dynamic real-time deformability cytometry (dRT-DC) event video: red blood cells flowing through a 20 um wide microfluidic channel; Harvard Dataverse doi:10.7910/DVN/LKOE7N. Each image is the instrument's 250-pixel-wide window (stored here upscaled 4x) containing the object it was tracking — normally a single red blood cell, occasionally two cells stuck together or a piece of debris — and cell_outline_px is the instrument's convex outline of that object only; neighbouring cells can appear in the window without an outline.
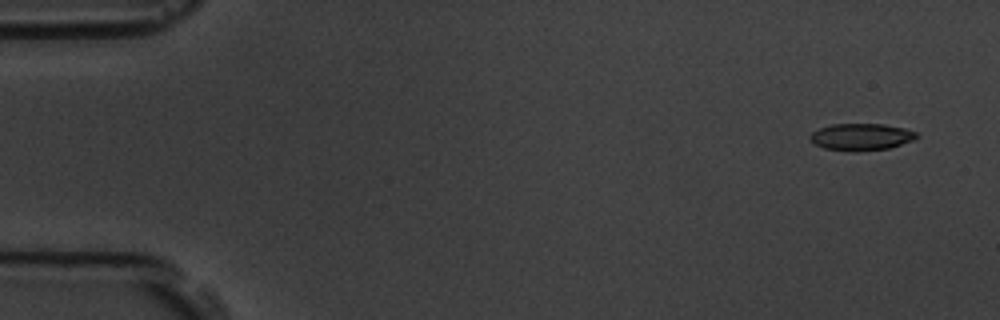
{"species": "common noctule bat (a hibernating species)", "species_latin": "Nyctalus noctula", "temperature_condition": "room temperature", "stored_images_in_passage": 6, "camera_frame_rate_fps": 3000, "um_per_image_px": 0.085, "animal": {"sex": "male", "body_mass_g": 19.5, "forearm_length_mm": 54.6}, "frame": {"image": 1, "passage_image": 1, "time_ms": 0.0, "image_size_px": [1000, 320], "cell_outline_px": [[920, 136], [916, 140], [888, 148], [852, 152], [824, 148], [808, 140], [808, 136], [812, 132], [820, 128], [832, 124], [884, 124], [904, 128], [916, 132]], "centroid_in_image_um": [73.21, 11.64], "position_along_channel_um": 11.8, "area_um2": 16.88}}
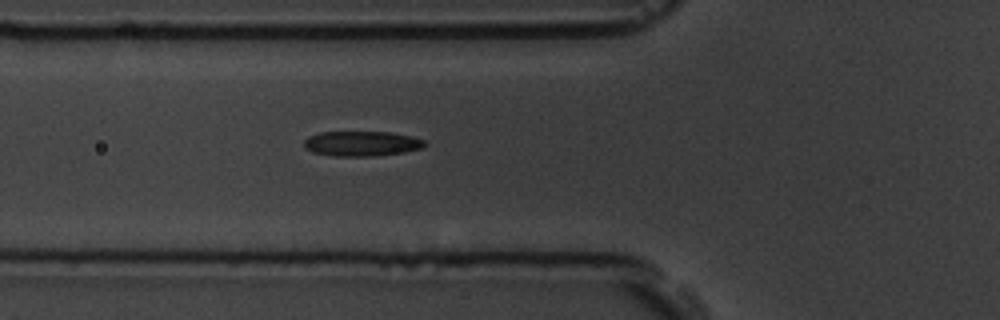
{"frame": {"image": 2, "passage_image": 6, "time_ms": 5.667, "image_size_px": [1000, 320], "cell_outline_px": [[428, 144], [420, 148], [404, 152], [376, 156], [336, 156], [312, 152], [304, 148], [304, 140], [308, 136], [320, 132], [392, 132], [412, 136], [424, 140]], "centroid_in_image_um": [30.74, 12.2], "position_along_channel_um": 95.1, "area_um2": 17.69}}